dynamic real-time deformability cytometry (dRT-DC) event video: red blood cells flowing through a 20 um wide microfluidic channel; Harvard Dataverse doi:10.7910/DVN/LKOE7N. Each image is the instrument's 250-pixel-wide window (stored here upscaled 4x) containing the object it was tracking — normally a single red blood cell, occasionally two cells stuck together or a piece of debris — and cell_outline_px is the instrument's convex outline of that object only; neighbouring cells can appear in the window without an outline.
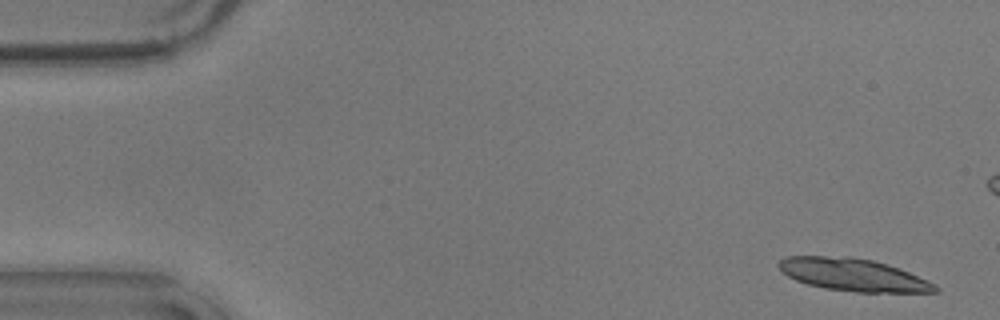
{"species": "common noctule bat (a hibernating species)", "species_latin": "Nyctalus noctula", "temperature_condition": "warm", "stored_images_in_passage": 17, "camera_frame_rate_fps": 3000, "um_per_image_px": 0.085, "animal": {"sex": "male", "body_mass_g": 17.9}, "frame": {"image": 1, "passage_image": 1, "time_ms": 0.0, "image_size_px": [1000, 320], "cell_outline_px": [[940, 292], [856, 292], [824, 288], [808, 284], [796, 280], [788, 276], [776, 264], [784, 256], [848, 256], [872, 260], [888, 264], [928, 280], [936, 284], [940, 288]], "centroid_in_image_um": [72.53, 23.35], "position_along_channel_um": 12.5, "area_um2": 29.65}}